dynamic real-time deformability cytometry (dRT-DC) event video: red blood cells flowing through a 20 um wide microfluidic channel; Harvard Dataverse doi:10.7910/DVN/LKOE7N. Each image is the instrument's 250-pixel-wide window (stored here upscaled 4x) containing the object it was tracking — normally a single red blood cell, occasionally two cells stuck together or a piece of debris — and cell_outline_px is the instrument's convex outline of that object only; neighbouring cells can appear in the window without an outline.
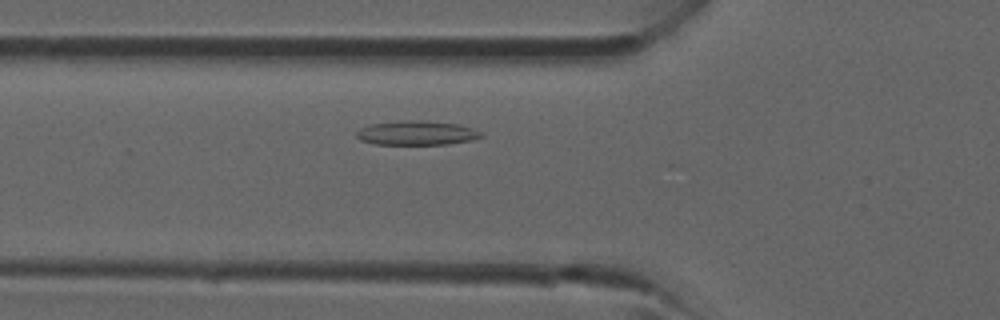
{"species": "common noctule bat (a hibernating species)", "species_latin": "Nyctalus noctula", "temperature_condition": "room temperature", "stored_images_in_passage": 34, "camera_frame_rate_fps": 3000, "um_per_image_px": 0.085, "animal": {"sex": "male", "forearm_length_mm": 52.5}, "frame": {"image": 1, "passage_image": 7, "time_ms": 2.0, "image_size_px": [1000, 320], "cell_outline_px": [[484, 136], [472, 140], [448, 144], [376, 144], [360, 140], [356, 136], [356, 132], [360, 128], [372, 124], [408, 120], [420, 120], [460, 124], [484, 132]], "centroid_in_image_um": [35.47, 11.3], "position_along_channel_um": 90.3, "area_um2": 17.63}}
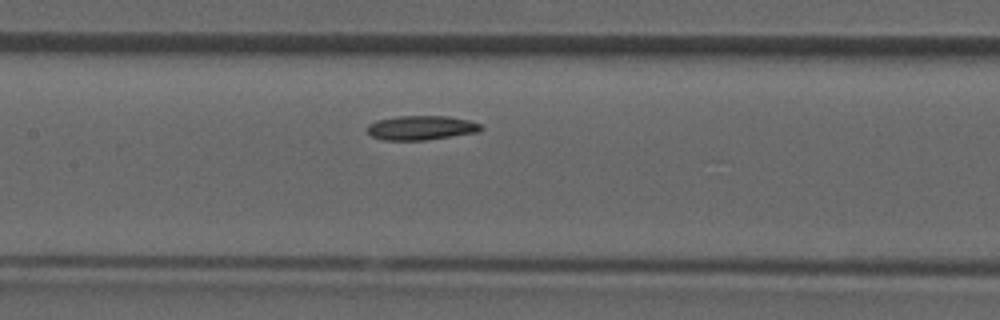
{"frame": {"image": 2, "passage_image": 12, "time_ms": 3.667, "image_size_px": [1000, 320], "cell_outline_px": [[484, 128], [480, 132], [424, 140], [384, 140], [372, 136], [368, 132], [368, 124], [376, 120], [396, 116], [448, 116], [468, 120], [480, 124]], "centroid_in_image_um": [35.81, 10.86], "position_along_channel_um": 171.6, "area_um2": 16.13}}
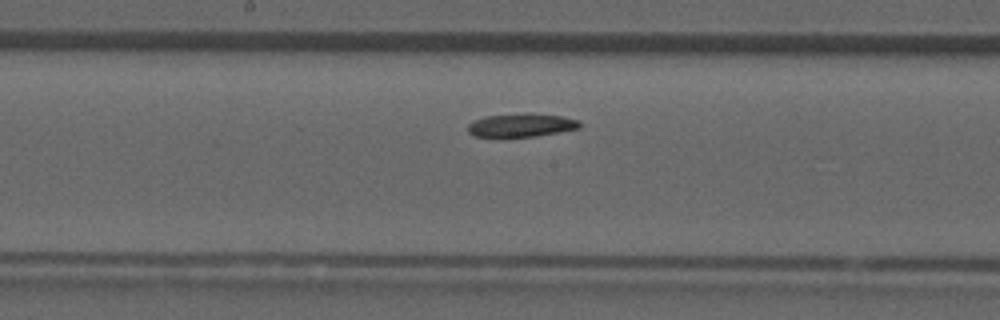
{"frame": {"image": 3, "passage_image": 14, "time_ms": 4.333, "image_size_px": [1000, 320], "cell_outline_px": [[580, 128], [560, 132], [536, 136], [476, 136], [468, 132], [468, 124], [472, 120], [484, 116], [524, 112], [532, 112], [560, 116], [580, 120]], "centroid_in_image_um": [44.32, 10.61], "position_along_channel_um": 203.9, "area_um2": 15.43}}